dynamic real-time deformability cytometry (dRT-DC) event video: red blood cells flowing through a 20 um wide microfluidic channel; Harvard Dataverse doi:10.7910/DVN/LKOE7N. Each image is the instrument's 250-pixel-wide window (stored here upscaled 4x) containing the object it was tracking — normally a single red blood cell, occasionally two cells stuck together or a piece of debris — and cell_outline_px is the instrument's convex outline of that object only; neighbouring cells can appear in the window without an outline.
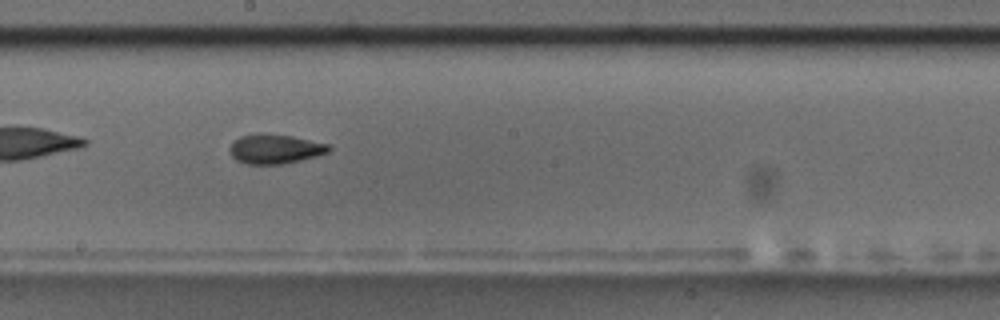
{"species": "common noctule bat (a hibernating species)", "species_latin": "Nyctalus noctula", "temperature_condition": "room temperature", "stored_images_in_passage": 12, "camera_frame_rate_fps": 3000, "um_per_image_px": 0.085, "animal": {"sex": "male", "body_mass_g": 17.5, "forearm_length_mm": 52.3}, "frame": {"image": 1, "passage_image": 6, "time_ms": 1.667, "image_size_px": [1000, 320], "cell_outline_px": [[332, 148], [328, 152], [316, 156], [300, 160], [280, 164], [244, 164], [236, 160], [232, 156], [228, 148], [240, 136], [260, 132], [292, 136], [328, 144]], "centroid_in_image_um": [23.35, 12.65], "position_along_channel_um": 224.8, "area_um2": 17.05}}
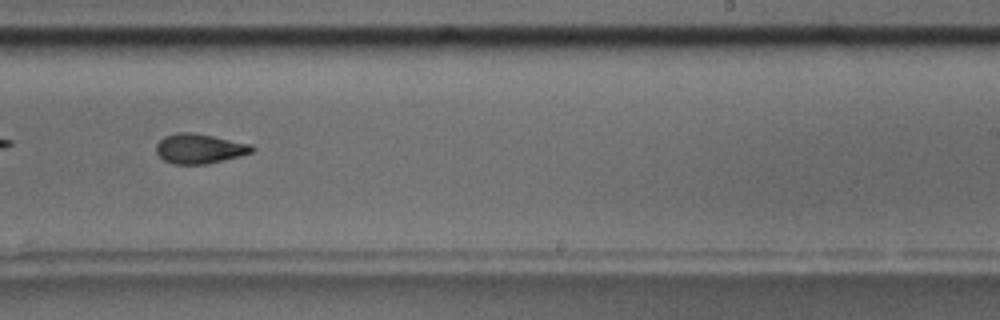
{"frame": {"image": 2, "passage_image": 7, "time_ms": 2.0, "image_size_px": [1000, 320], "cell_outline_px": [[256, 148], [252, 152], [240, 156], [224, 160], [204, 164], [172, 164], [164, 160], [156, 152], [156, 144], [164, 136], [176, 132], [192, 132], [252, 144]], "centroid_in_image_um": [16.95, 12.63], "position_along_channel_um": 272.0, "area_um2": 16.65}}